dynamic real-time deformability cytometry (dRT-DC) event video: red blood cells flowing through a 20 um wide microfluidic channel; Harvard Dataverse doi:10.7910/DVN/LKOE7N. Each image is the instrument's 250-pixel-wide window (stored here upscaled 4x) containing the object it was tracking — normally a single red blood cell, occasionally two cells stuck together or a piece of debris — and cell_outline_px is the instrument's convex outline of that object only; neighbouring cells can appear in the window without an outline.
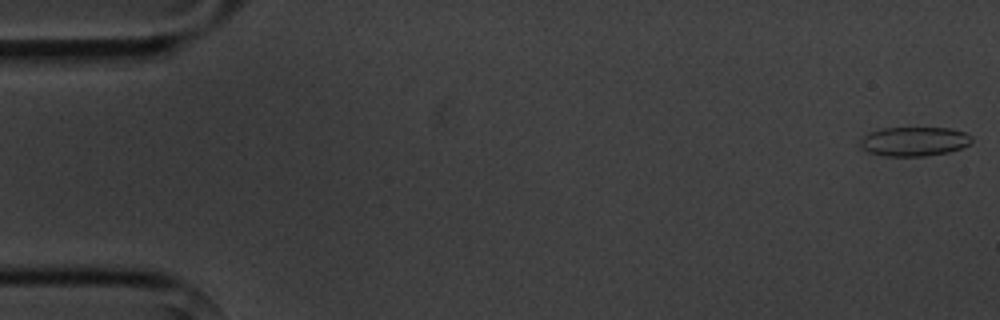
{"species": "common noctule bat (a hibernating species)", "species_latin": "Nyctalus noctula", "temperature_condition": "cold", "stored_images_in_passage": 10, "camera_frame_rate_fps": 3000, "um_per_image_px": 0.085, "animal": {"sex": "male", "body_mass_g": 20.1, "forearm_length_mm": 53.5}, "frame": {"image": 1, "passage_image": 1, "time_ms": 0.0, "image_size_px": [1000, 320], "cell_outline_px": [[972, 140], [968, 144], [960, 148], [948, 152], [924, 156], [884, 156], [868, 152], [860, 148], [860, 140], [868, 132], [884, 128], [948, 128], [964, 132], [972, 136]], "centroid_in_image_um": [77.66, 12.02], "position_along_channel_um": 7.3, "area_um2": 18.96}}
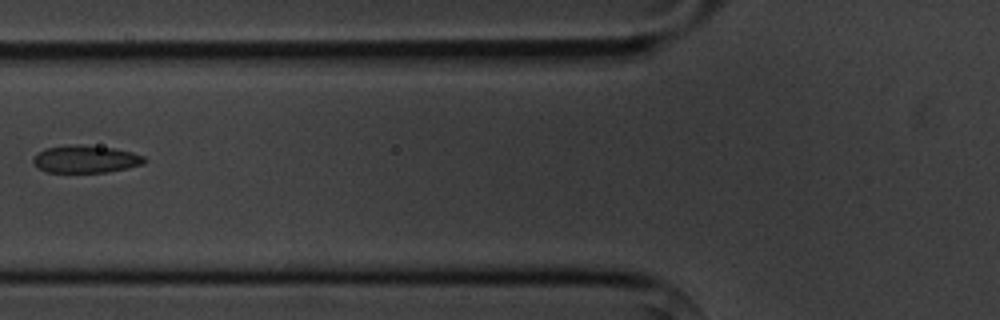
{"frame": {"image": 2, "passage_image": 6, "time_ms": 6.667, "image_size_px": [1000, 320], "cell_outline_px": [[144, 164], [128, 168], [108, 172], [48, 172], [40, 168], [32, 160], [40, 152], [48, 148], [76, 144], [112, 148], [132, 152], [144, 156]], "centroid_in_image_um": [7.33, 13.53], "position_along_channel_um": 118.5, "area_um2": 17.4}}
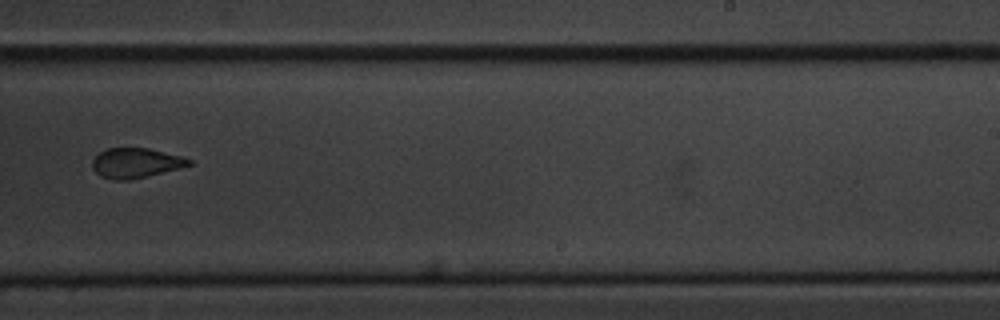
{"frame": {"image": 3, "passage_image": 10, "time_ms": 11.0, "image_size_px": [1000, 320], "cell_outline_px": [[192, 164], [128, 180], [112, 180], [100, 176], [92, 168], [92, 160], [100, 152], [108, 148], [148, 148], [180, 156], [192, 160]], "centroid_in_image_um": [11.47, 13.84], "position_along_channel_um": 277.5, "area_um2": 16.42}}